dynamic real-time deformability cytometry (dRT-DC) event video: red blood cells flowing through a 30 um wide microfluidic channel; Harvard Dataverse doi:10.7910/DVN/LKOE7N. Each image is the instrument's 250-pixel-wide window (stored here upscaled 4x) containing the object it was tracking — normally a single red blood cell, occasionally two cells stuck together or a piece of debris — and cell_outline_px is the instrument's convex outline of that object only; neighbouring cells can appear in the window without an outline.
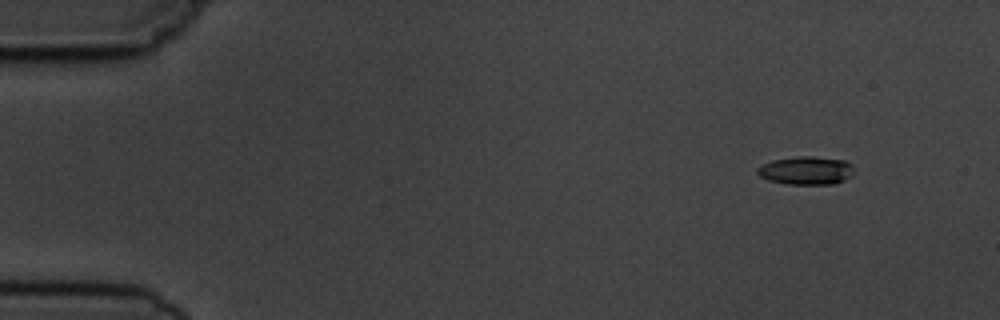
{"species": "common noctule bat (a hibernating species)", "species_latin": "Nyctalus noctula", "temperature_condition": "cold", "stored_images_in_passage": 4, "camera_frame_rate_fps": 3000, "um_per_image_px": 0.085, "animal": {"sex": "male", "body_mass_g": 19.5, "forearm_length_mm": 54.6}, "frame": {"image": 1, "passage_image": 1, "time_ms": 0.0, "image_size_px": [1000, 320], "cell_outline_px": [[856, 172], [852, 176], [836, 184], [784, 184], [768, 180], [760, 176], [756, 172], [756, 168], [760, 164], [772, 160], [796, 156], [812, 156], [844, 160], [852, 164]], "centroid_in_image_um": [68.53, 14.49], "position_along_channel_um": 16.5, "area_um2": 16.3}}
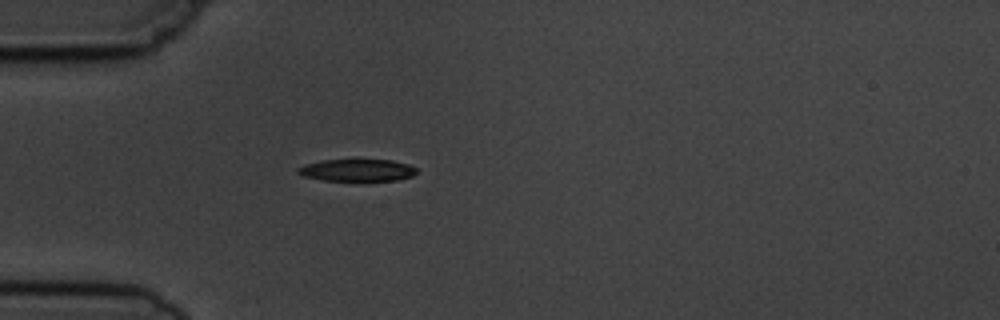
{"frame": {"image": 2, "passage_image": 4, "time_ms": 3.667, "image_size_px": [1000, 320], "cell_outline_px": [[416, 172], [412, 176], [396, 180], [324, 180], [304, 176], [296, 172], [296, 168], [304, 164], [320, 160], [392, 160], [408, 164], [416, 168]], "centroid_in_image_um": [30.32, 14.45], "position_along_channel_um": 54.7, "area_um2": 15.14}}